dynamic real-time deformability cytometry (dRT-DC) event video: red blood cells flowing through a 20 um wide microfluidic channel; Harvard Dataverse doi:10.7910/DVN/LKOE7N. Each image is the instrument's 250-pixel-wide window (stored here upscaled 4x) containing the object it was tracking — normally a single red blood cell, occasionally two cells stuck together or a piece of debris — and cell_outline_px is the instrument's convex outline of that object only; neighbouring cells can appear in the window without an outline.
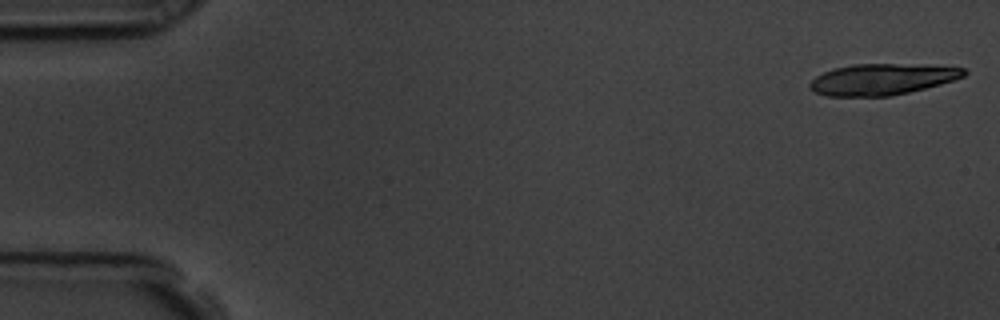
{"species": "common noctule bat (a hibernating species)", "species_latin": "Nyctalus noctula", "temperature_condition": "room temperature", "stored_images_in_passage": 18, "camera_frame_rate_fps": 3000, "um_per_image_px": 0.085, "animal": {"sex": "male", "body_mass_g": 19.5, "forearm_length_mm": 54.6}, "frame": {"image": 1, "passage_image": 1, "time_ms": 0.0, "image_size_px": [1000, 320], "cell_outline_px": [[968, 72], [964, 76], [940, 84], [908, 92], [888, 96], [828, 96], [816, 92], [808, 88], [808, 84], [816, 76], [832, 68], [852, 64], [928, 64], [964, 68]], "centroid_in_image_um": [74.97, 6.72], "position_along_channel_um": 10.0, "area_um2": 28.09}}